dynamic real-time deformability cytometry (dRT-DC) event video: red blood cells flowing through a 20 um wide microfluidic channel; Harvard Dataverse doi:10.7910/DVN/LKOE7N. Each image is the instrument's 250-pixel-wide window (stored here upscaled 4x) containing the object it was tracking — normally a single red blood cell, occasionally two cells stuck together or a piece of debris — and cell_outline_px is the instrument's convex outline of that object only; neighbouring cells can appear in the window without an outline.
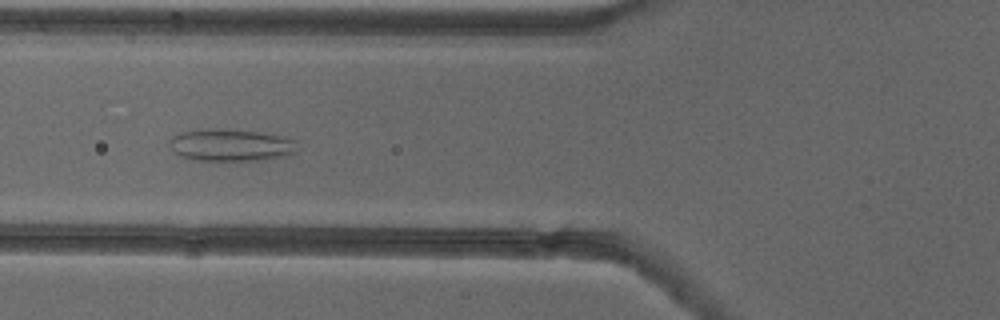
{"species": "common noctule bat (a hibernating species)", "species_latin": "Nyctalus noctula", "temperature_condition": "cold", "stored_images_in_passage": 52, "camera_frame_rate_fps": 3000, "um_per_image_px": 0.085, "animal": {"sex": "female"}, "frame": {"image": 1, "passage_image": 20, "time_ms": 6.333, "image_size_px": [1000, 320], "cell_outline_px": [[296, 152], [288, 156], [260, 160], [192, 160], [180, 156], [172, 148], [172, 136], [180, 132], [228, 128], [260, 132], [280, 136], [296, 140]], "centroid_in_image_um": [19.68, 12.34], "position_along_channel_um": 106.1, "area_um2": 23.76}}
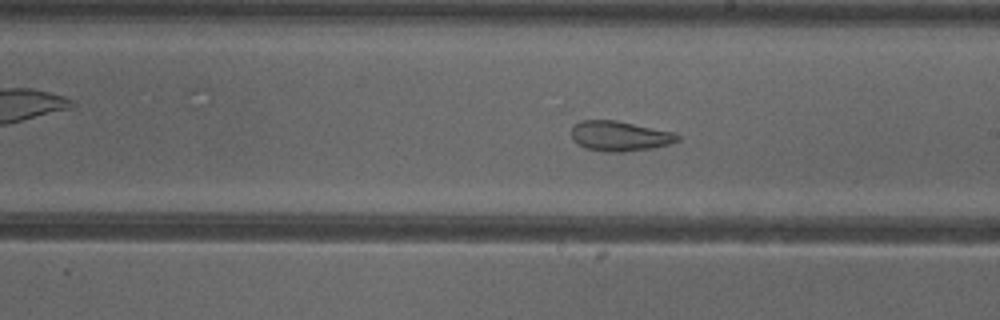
{"frame": {"image": 2, "passage_image": 30, "time_ms": 9.667, "image_size_px": [1000, 320], "cell_outline_px": [[680, 140], [668, 144], [652, 148], [624, 152], [608, 152], [588, 148], [572, 140], [572, 128], [580, 120], [616, 120], [676, 132], [680, 136]], "centroid_in_image_um": [52.72, 11.55], "position_along_channel_um": 236.3, "area_um2": 18.55}}
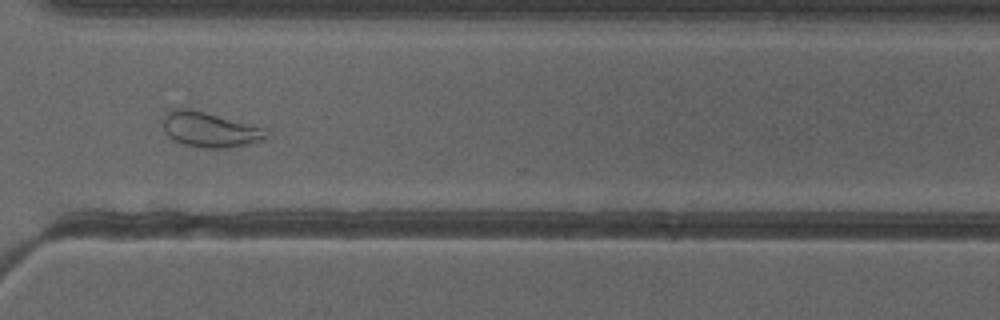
{"frame": {"image": 3, "passage_image": 39, "time_ms": 12.667, "image_size_px": [1000, 320], "cell_outline_px": [[272, 136], [264, 140], [248, 144], [228, 148], [200, 148], [184, 144], [172, 140], [168, 136], [164, 128], [164, 116], [172, 108], [180, 104], [264, 128], [272, 132]], "centroid_in_image_um": [17.85, 10.99], "position_along_channel_um": 352.7, "area_um2": 21.91}, "authors_computed_cell_mechanics": {"area_um2": 25.6921, "velocity_mm_per_s": 3.894, "shape_relaxation_time_tau1_ms": null, "shape_relaxation_time_tau2_ms": 3.5573, "deformation_change_tau1": null, "deformation_change_tau2": 0.1215}}